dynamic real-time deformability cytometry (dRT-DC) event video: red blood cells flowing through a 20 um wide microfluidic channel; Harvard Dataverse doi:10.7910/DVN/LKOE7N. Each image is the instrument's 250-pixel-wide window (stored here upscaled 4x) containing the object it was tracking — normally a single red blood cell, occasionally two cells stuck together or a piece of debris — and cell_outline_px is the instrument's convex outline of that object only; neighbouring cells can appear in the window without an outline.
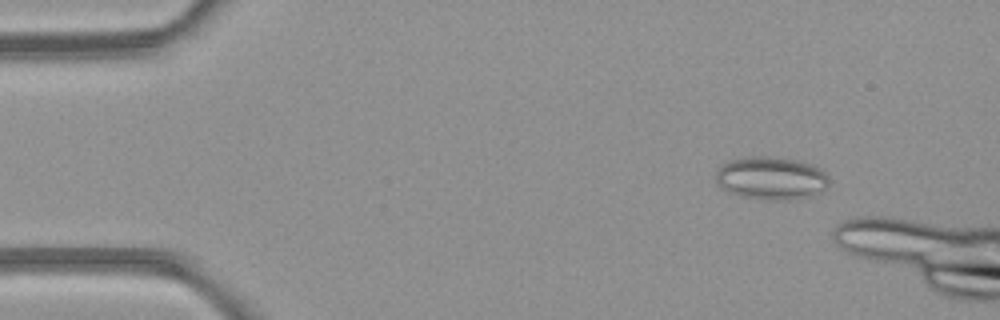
{"species": "common noctule bat (a hibernating species)", "species_latin": "Nyctalus noctula", "temperature_condition": "room temperature", "stored_images_in_passage": 5, "camera_frame_rate_fps": 3000, "um_per_image_px": 0.085, "animal": {"sex": "female", "body_mass_g": 21.9}, "frame": {"image": 1, "passage_image": 2, "time_ms": 1.0, "image_size_px": [1000, 320], "cell_outline_px": [[828, 188], [820, 192], [808, 196], [788, 200], [764, 200], [740, 196], [728, 192], [720, 188], [716, 180], [716, 168], [720, 164], [728, 160], [748, 156], [764, 156], [796, 160], [812, 164], [820, 168], [828, 176]], "centroid_in_image_um": [65.5, 15.14], "position_along_channel_um": 19.5, "area_um2": 28.73}}